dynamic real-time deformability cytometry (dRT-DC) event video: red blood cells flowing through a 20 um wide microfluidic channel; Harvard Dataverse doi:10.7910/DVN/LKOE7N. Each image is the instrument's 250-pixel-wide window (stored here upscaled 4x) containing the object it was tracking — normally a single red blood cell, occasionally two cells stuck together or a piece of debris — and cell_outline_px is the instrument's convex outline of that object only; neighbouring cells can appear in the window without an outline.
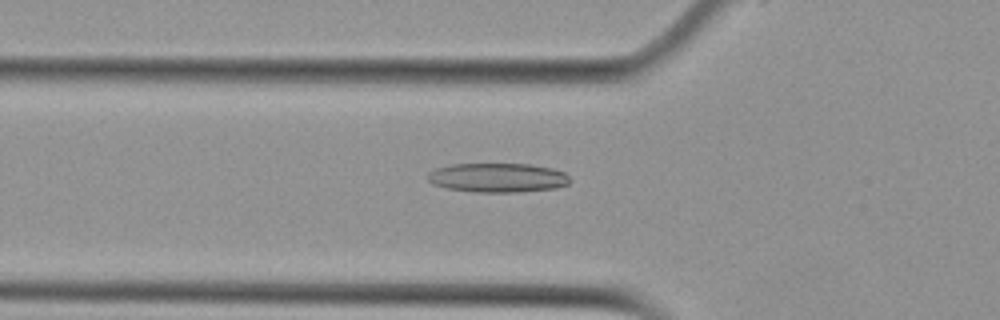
{"species": "Egyptian fruit bat (a non-hibernating species)", "species_latin": "Rousettus aegyptiacus", "temperature_condition": "cold", "stored_images_in_passage": 39, "camera_frame_rate_fps": 3000, "um_per_image_px": 0.085, "animal": {"sex": "female"}, "frame": {"image": 1, "passage_image": 4, "time_ms": 1.0, "image_size_px": [1000, 320], "cell_outline_px": [[572, 180], [568, 184], [556, 188], [516, 192], [472, 192], [448, 188], [432, 184], [428, 180], [428, 172], [436, 168], [452, 164], [532, 164], [552, 168], [564, 172]], "centroid_in_image_um": [42.31, 15.1], "position_along_channel_um": 83.5, "area_um2": 24.33}}
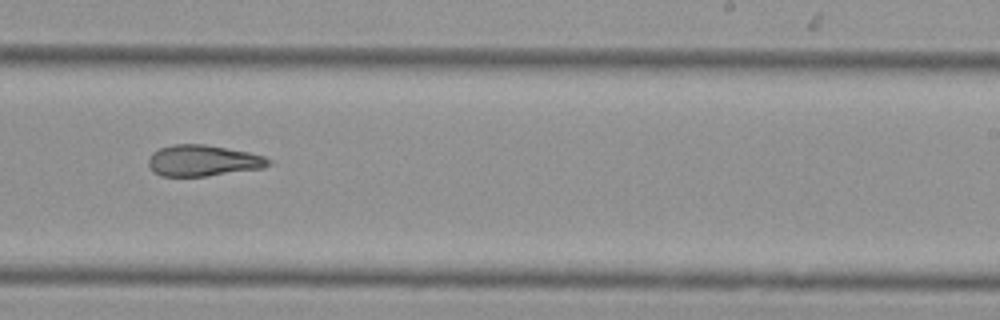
{"frame": {"image": 2, "passage_image": 19, "time_ms": 6.0, "image_size_px": [1000, 320], "cell_outline_px": [[272, 164], [264, 168], [208, 176], [160, 176], [152, 172], [148, 164], [148, 160], [152, 152], [160, 148], [172, 144], [204, 144], [248, 152], [264, 156], [272, 160]], "centroid_in_image_um": [17.26, 13.66], "position_along_channel_um": 271.7, "area_um2": 22.02}}
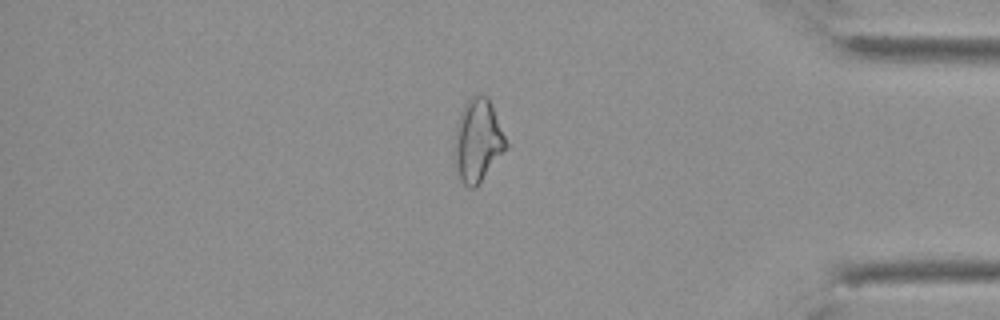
{"frame": {"image": 3, "passage_image": 31, "time_ms": 10.0, "image_size_px": [1000, 320], "cell_outline_px": [[508, 148], [480, 184], [476, 188], [468, 188], [460, 180], [452, 160], [456, 128], [460, 112], [464, 104], [472, 96], [480, 92], [488, 96], [492, 104], [508, 144]], "centroid_in_image_um": [40.6, 11.98], "position_along_channel_um": 394.6, "area_um2": 25.66}, "authors_computed_cell_mechanics": {"area_um2": 22.9466, "velocity_mm_per_s": 3.7584, "shape_relaxation_time_tau1_ms": null, "shape_relaxation_time_tau2_ms": 5.1236, "deformation_change_tau1": null, "deformation_change_tau2": 0.1523}}